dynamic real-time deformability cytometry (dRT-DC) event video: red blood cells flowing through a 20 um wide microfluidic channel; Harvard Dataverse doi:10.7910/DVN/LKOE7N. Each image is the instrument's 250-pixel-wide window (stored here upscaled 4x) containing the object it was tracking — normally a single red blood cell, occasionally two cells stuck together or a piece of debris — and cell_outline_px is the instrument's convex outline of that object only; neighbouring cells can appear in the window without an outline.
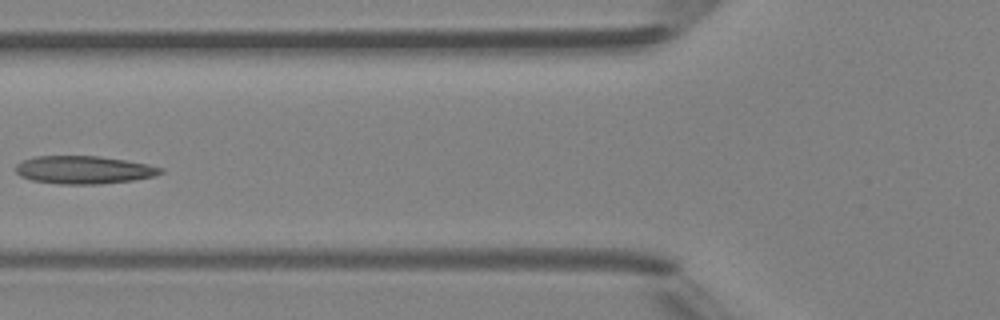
{"species": "Egyptian fruit bat (a non-hibernating species)", "species_latin": "Rousettus aegyptiacus", "temperature_condition": "room temperature", "stored_images_in_passage": 5, "camera_frame_rate_fps": 3000, "um_per_image_px": 0.085, "animal": {"sex": "female"}, "frame": {"image": 1, "passage_image": 5, "time_ms": 4.333, "image_size_px": [1000, 320], "cell_outline_px": [[164, 172], [156, 176], [132, 180], [100, 184], [60, 184], [32, 180], [20, 176], [16, 172], [16, 164], [24, 160], [36, 156], [96, 156], [124, 160], [148, 164], [164, 168]], "centroid_in_image_um": [7.15, 14.44], "position_along_channel_um": 118.7, "area_um2": 23.52}}